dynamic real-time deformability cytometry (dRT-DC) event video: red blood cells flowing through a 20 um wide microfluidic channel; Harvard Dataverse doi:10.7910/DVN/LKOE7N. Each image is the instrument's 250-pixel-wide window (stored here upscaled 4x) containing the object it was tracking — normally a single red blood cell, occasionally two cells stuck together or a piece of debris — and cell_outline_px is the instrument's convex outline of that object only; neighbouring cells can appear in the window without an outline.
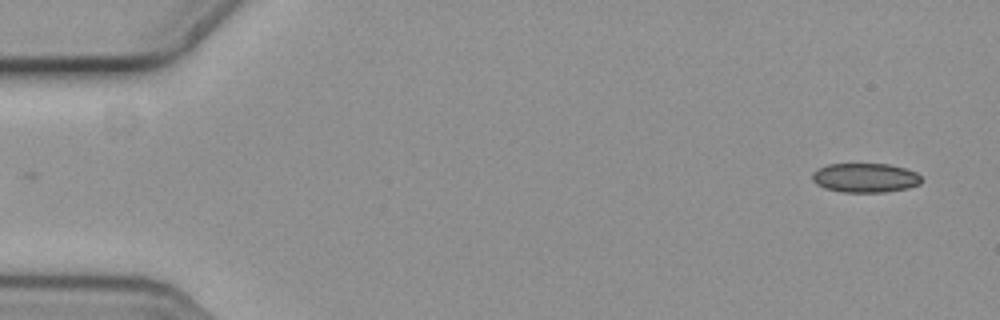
{"species": "common noctule bat (a hibernating species)", "species_latin": "Nyctalus noctula", "temperature_condition": "cold", "stored_images_in_passage": 8, "camera_frame_rate_fps": 3000, "um_per_image_px": 0.085, "animal": {"sex": "female", "body_mass_g": 19.3, "forearm_length_mm": 54.1}, "frame": {"image": 1, "passage_image": 2, "time_ms": 0.333, "image_size_px": [1000, 320], "cell_outline_px": [[920, 184], [908, 188], [884, 192], [844, 192], [824, 188], [816, 184], [812, 180], [812, 172], [828, 164], [888, 164], [904, 168], [916, 172], [920, 176]], "centroid_in_image_um": [73.52, 15.11], "position_along_channel_um": 11.5, "area_um2": 18.55}}